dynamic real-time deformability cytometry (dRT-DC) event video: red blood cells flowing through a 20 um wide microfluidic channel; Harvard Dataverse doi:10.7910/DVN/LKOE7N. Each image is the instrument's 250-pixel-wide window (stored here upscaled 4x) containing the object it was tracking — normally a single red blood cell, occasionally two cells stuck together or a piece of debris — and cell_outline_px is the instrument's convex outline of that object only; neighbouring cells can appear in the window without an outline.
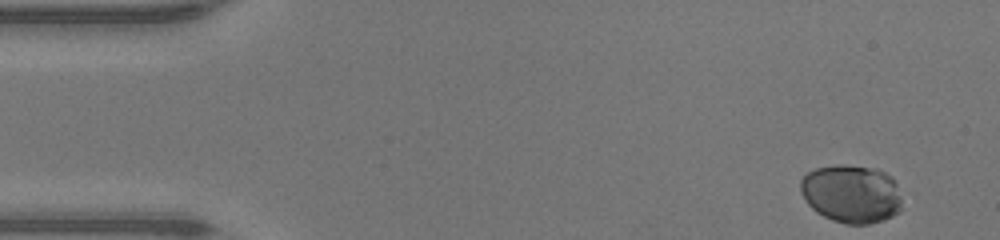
{"species": "human", "species_latin": "Homo sapiens", "temperature_condition": "warm", "stored_images_in_passage": 45, "camera_frame_rate_fps": 3000, "um_per_image_px": 0.085, "donor": {"sex": "male"}, "frame": {"image": 1, "passage_image": 1, "time_ms": 0.0, "image_size_px": [1000, 240], "cell_outline_px": [[900, 212], [884, 220], [868, 224], [844, 224], [832, 220], [816, 212], [808, 204], [800, 192], [800, 180], [808, 172], [816, 168], [836, 164], [840, 164], [876, 168], [892, 176], [896, 184], [900, 200]], "centroid_in_image_um": [72.35, 16.47], "position_along_channel_um": 12.7, "area_um2": 34.62}}
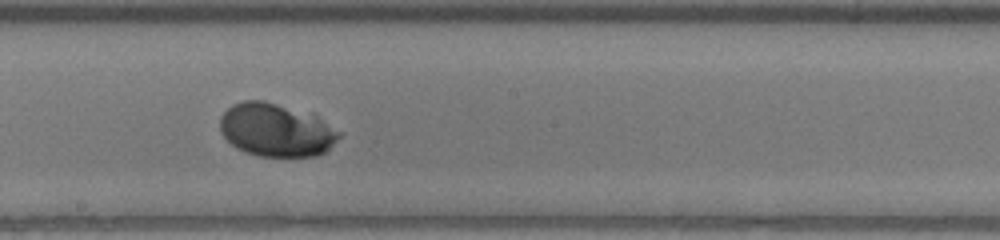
{"frame": {"image": 2, "passage_image": 24, "time_ms": 7.667, "image_size_px": [1000, 240], "cell_outline_px": [[340, 136], [324, 152], [316, 156], [260, 156], [244, 152], [236, 148], [220, 132], [220, 116], [232, 104], [244, 100], [264, 100], [312, 112], [340, 132]], "centroid_in_image_um": [23.45, 11.03], "position_along_channel_um": 224.7, "area_um2": 37.05}}
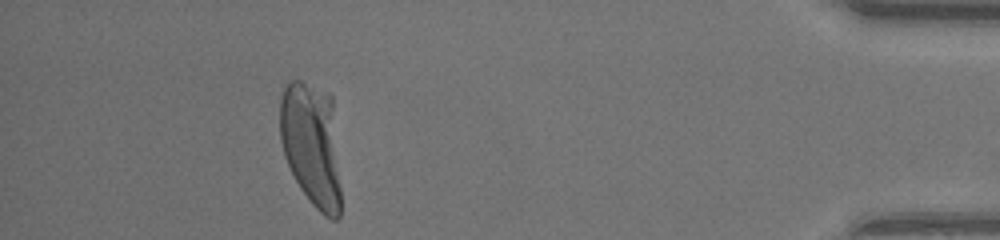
{"frame": {"image": 3, "passage_image": 41, "time_ms": 13.333, "image_size_px": [1000, 240], "cell_outline_px": [[340, 216], [336, 220], [332, 220], [324, 216], [312, 204], [300, 188], [284, 156], [280, 140], [280, 96], [284, 88], [292, 80], [300, 80], [328, 92], [332, 96], [340, 188]], "centroid_in_image_um": [26.47, 12.28], "position_along_channel_um": 408.7, "area_um2": 44.16}, "authors_computed_cell_mechanics": {"area_um2": 37.859, "velocity_mm_per_s": 4.3649, "shape_relaxation_time_tau1_ms": 1.7799, "shape_relaxation_time_tau2_ms": null, "deformation_change_tau1": 0.1486, "deformation_change_tau2": null}}